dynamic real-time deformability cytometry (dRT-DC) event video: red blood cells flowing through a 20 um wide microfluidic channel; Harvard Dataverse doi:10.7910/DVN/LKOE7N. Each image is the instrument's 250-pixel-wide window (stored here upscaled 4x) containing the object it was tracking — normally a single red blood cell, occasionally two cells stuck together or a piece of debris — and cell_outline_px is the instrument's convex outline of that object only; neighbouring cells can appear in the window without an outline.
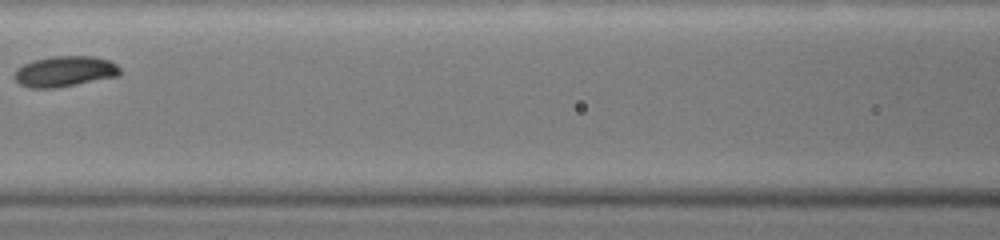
{"species": "common noctule bat (a hibernating species)", "species_latin": "Nyctalus noctula", "temperature_condition": "warm", "stored_images_in_passage": 7, "camera_frame_rate_fps": 3000, "um_per_image_px": 0.085, "animal": {"sex": "female", "body_mass_g": 19.0, "forearm_length_mm": 51.5}, "frame": {"image": 1, "passage_image": 7, "time_ms": 6.0, "image_size_px": [1000, 240], "cell_outline_px": [[120, 76], [56, 88], [28, 88], [20, 84], [12, 76], [16, 68], [32, 60], [52, 56], [92, 56], [108, 60], [116, 64], [120, 68]], "centroid_in_image_um": [5.48, 6.07], "position_along_channel_um": 161.1, "area_um2": 19.07}}